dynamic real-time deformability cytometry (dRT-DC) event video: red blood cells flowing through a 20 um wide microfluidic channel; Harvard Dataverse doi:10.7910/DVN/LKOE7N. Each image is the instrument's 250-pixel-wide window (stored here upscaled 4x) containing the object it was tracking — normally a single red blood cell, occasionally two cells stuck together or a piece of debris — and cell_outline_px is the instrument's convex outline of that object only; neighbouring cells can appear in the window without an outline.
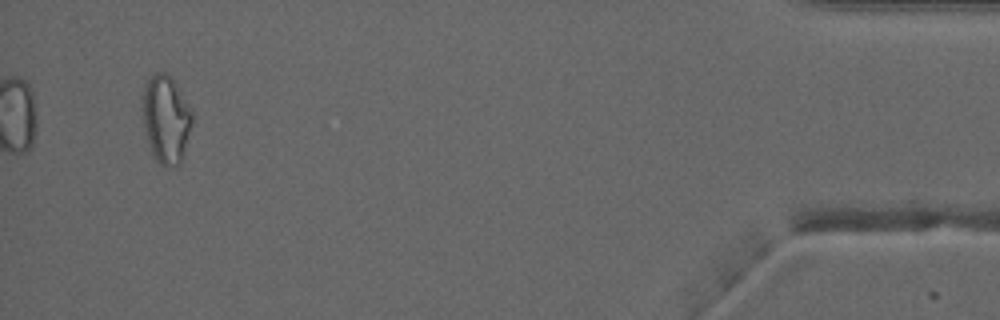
{"species": "common noctule bat (a hibernating species)", "species_latin": "Nyctalus noctula", "temperature_condition": "warm", "stored_images_in_passage": 38, "camera_frame_rate_fps": 3000, "um_per_image_px": 0.085, "animal": {"sex": "male", "forearm_length_mm": 52.5}, "frame": {"image": 1, "passage_image": 38, "time_ms": 12.333, "image_size_px": [1000, 320], "cell_outline_px": [[192, 120], [180, 164], [164, 168], [156, 160], [148, 144], [140, 116], [140, 96], [144, 84], [156, 72], [168, 72], [172, 76], [192, 108]], "centroid_in_image_um": [14.05, 10.06], "position_along_channel_um": 421.1, "area_um2": 26.24}, "authors_computed_cell_mechanics": {"area_um2": 21.2993, "velocity_mm_per_s": 4.0693, "shape_relaxation_time_tau1_ms": null, "shape_relaxation_time_tau2_ms": 1.4913, "deformation_change_tau1": null, "deformation_change_tau2": 0.0966}}